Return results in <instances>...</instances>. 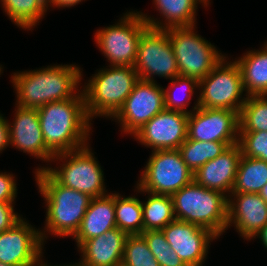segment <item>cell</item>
Masks as SVG:
<instances>
[{
	"label": "cell",
	"mask_w": 267,
	"mask_h": 266,
	"mask_svg": "<svg viewBox=\"0 0 267 266\" xmlns=\"http://www.w3.org/2000/svg\"><path fill=\"white\" fill-rule=\"evenodd\" d=\"M37 111L46 148L53 155L89 144L92 123L82 89L73 98L50 102Z\"/></svg>",
	"instance_id": "1"
},
{
	"label": "cell",
	"mask_w": 267,
	"mask_h": 266,
	"mask_svg": "<svg viewBox=\"0 0 267 266\" xmlns=\"http://www.w3.org/2000/svg\"><path fill=\"white\" fill-rule=\"evenodd\" d=\"M82 74L75 64L14 72L10 81L16 93L15 105L38 109L50 102L73 98L81 90L78 85L82 84Z\"/></svg>",
	"instance_id": "2"
},
{
	"label": "cell",
	"mask_w": 267,
	"mask_h": 266,
	"mask_svg": "<svg viewBox=\"0 0 267 266\" xmlns=\"http://www.w3.org/2000/svg\"><path fill=\"white\" fill-rule=\"evenodd\" d=\"M35 180L38 192L46 204V219L40 236L45 243L49 235L73 237L90 204L88 194L59 184L45 169L36 171Z\"/></svg>",
	"instance_id": "3"
},
{
	"label": "cell",
	"mask_w": 267,
	"mask_h": 266,
	"mask_svg": "<svg viewBox=\"0 0 267 266\" xmlns=\"http://www.w3.org/2000/svg\"><path fill=\"white\" fill-rule=\"evenodd\" d=\"M107 67V68H106ZM99 69L82 86L86 113L95 117L112 118L133 91L139 76L132 66L108 65Z\"/></svg>",
	"instance_id": "4"
},
{
	"label": "cell",
	"mask_w": 267,
	"mask_h": 266,
	"mask_svg": "<svg viewBox=\"0 0 267 266\" xmlns=\"http://www.w3.org/2000/svg\"><path fill=\"white\" fill-rule=\"evenodd\" d=\"M175 218L210 230L218 238L227 230L228 197L194 180L172 196Z\"/></svg>",
	"instance_id": "5"
},
{
	"label": "cell",
	"mask_w": 267,
	"mask_h": 266,
	"mask_svg": "<svg viewBox=\"0 0 267 266\" xmlns=\"http://www.w3.org/2000/svg\"><path fill=\"white\" fill-rule=\"evenodd\" d=\"M58 160L62 162L58 167L39 166L35 172L45 169L62 186L88 194L91 198L109 194L104 172L90 144L78 150L54 155L51 162Z\"/></svg>",
	"instance_id": "6"
},
{
	"label": "cell",
	"mask_w": 267,
	"mask_h": 266,
	"mask_svg": "<svg viewBox=\"0 0 267 266\" xmlns=\"http://www.w3.org/2000/svg\"><path fill=\"white\" fill-rule=\"evenodd\" d=\"M196 26L168 29V36L176 58L179 76L198 82L206 77L224 58L215 45L197 34Z\"/></svg>",
	"instance_id": "7"
},
{
	"label": "cell",
	"mask_w": 267,
	"mask_h": 266,
	"mask_svg": "<svg viewBox=\"0 0 267 266\" xmlns=\"http://www.w3.org/2000/svg\"><path fill=\"white\" fill-rule=\"evenodd\" d=\"M113 25L97 29L95 43L112 66H132L142 33L149 27L139 11H129Z\"/></svg>",
	"instance_id": "8"
},
{
	"label": "cell",
	"mask_w": 267,
	"mask_h": 266,
	"mask_svg": "<svg viewBox=\"0 0 267 266\" xmlns=\"http://www.w3.org/2000/svg\"><path fill=\"white\" fill-rule=\"evenodd\" d=\"M227 58V55L224 56L214 69L199 81L198 107L228 109L239 113L246 102L247 95L244 94L240 68L235 60L228 61Z\"/></svg>",
	"instance_id": "9"
},
{
	"label": "cell",
	"mask_w": 267,
	"mask_h": 266,
	"mask_svg": "<svg viewBox=\"0 0 267 266\" xmlns=\"http://www.w3.org/2000/svg\"><path fill=\"white\" fill-rule=\"evenodd\" d=\"M150 155L137 182L141 190L172 196L193 181L194 173L187 167L178 149L155 150Z\"/></svg>",
	"instance_id": "10"
},
{
	"label": "cell",
	"mask_w": 267,
	"mask_h": 266,
	"mask_svg": "<svg viewBox=\"0 0 267 266\" xmlns=\"http://www.w3.org/2000/svg\"><path fill=\"white\" fill-rule=\"evenodd\" d=\"M133 68L139 79L156 82L155 77L172 80L179 69L167 30L148 27L141 35Z\"/></svg>",
	"instance_id": "11"
},
{
	"label": "cell",
	"mask_w": 267,
	"mask_h": 266,
	"mask_svg": "<svg viewBox=\"0 0 267 266\" xmlns=\"http://www.w3.org/2000/svg\"><path fill=\"white\" fill-rule=\"evenodd\" d=\"M165 109L164 89L157 82L139 79L122 107L111 118L121 133L131 137L156 114Z\"/></svg>",
	"instance_id": "12"
},
{
	"label": "cell",
	"mask_w": 267,
	"mask_h": 266,
	"mask_svg": "<svg viewBox=\"0 0 267 266\" xmlns=\"http://www.w3.org/2000/svg\"><path fill=\"white\" fill-rule=\"evenodd\" d=\"M23 217L10 229L0 233V262L12 266H39L44 243L40 229Z\"/></svg>",
	"instance_id": "13"
},
{
	"label": "cell",
	"mask_w": 267,
	"mask_h": 266,
	"mask_svg": "<svg viewBox=\"0 0 267 266\" xmlns=\"http://www.w3.org/2000/svg\"><path fill=\"white\" fill-rule=\"evenodd\" d=\"M187 137L203 142L238 143L239 113L228 109L197 107L188 115Z\"/></svg>",
	"instance_id": "14"
},
{
	"label": "cell",
	"mask_w": 267,
	"mask_h": 266,
	"mask_svg": "<svg viewBox=\"0 0 267 266\" xmlns=\"http://www.w3.org/2000/svg\"><path fill=\"white\" fill-rule=\"evenodd\" d=\"M188 113L164 109L134 135L141 145L155 150H175L187 139Z\"/></svg>",
	"instance_id": "15"
},
{
	"label": "cell",
	"mask_w": 267,
	"mask_h": 266,
	"mask_svg": "<svg viewBox=\"0 0 267 266\" xmlns=\"http://www.w3.org/2000/svg\"><path fill=\"white\" fill-rule=\"evenodd\" d=\"M162 232L186 266H203L211 242L218 239L210 230L178 219L165 226Z\"/></svg>",
	"instance_id": "16"
},
{
	"label": "cell",
	"mask_w": 267,
	"mask_h": 266,
	"mask_svg": "<svg viewBox=\"0 0 267 266\" xmlns=\"http://www.w3.org/2000/svg\"><path fill=\"white\" fill-rule=\"evenodd\" d=\"M267 224V202L259 193H231L228 196L227 230L235 227L250 241Z\"/></svg>",
	"instance_id": "17"
},
{
	"label": "cell",
	"mask_w": 267,
	"mask_h": 266,
	"mask_svg": "<svg viewBox=\"0 0 267 266\" xmlns=\"http://www.w3.org/2000/svg\"><path fill=\"white\" fill-rule=\"evenodd\" d=\"M13 122H9L10 145L43 162H50L53 154L46 148L37 109L15 106Z\"/></svg>",
	"instance_id": "18"
},
{
	"label": "cell",
	"mask_w": 267,
	"mask_h": 266,
	"mask_svg": "<svg viewBox=\"0 0 267 266\" xmlns=\"http://www.w3.org/2000/svg\"><path fill=\"white\" fill-rule=\"evenodd\" d=\"M241 156L242 151L238 143L229 146L215 159L208 161L194 172L193 180L207 189L221 192L228 197L235 183Z\"/></svg>",
	"instance_id": "19"
},
{
	"label": "cell",
	"mask_w": 267,
	"mask_h": 266,
	"mask_svg": "<svg viewBox=\"0 0 267 266\" xmlns=\"http://www.w3.org/2000/svg\"><path fill=\"white\" fill-rule=\"evenodd\" d=\"M127 234L117 227L85 240L79 247L81 259L75 266H121Z\"/></svg>",
	"instance_id": "20"
},
{
	"label": "cell",
	"mask_w": 267,
	"mask_h": 266,
	"mask_svg": "<svg viewBox=\"0 0 267 266\" xmlns=\"http://www.w3.org/2000/svg\"><path fill=\"white\" fill-rule=\"evenodd\" d=\"M162 21L139 11L149 27L158 30L196 26L198 4L208 7V0H153ZM164 19V21H163Z\"/></svg>",
	"instance_id": "21"
},
{
	"label": "cell",
	"mask_w": 267,
	"mask_h": 266,
	"mask_svg": "<svg viewBox=\"0 0 267 266\" xmlns=\"http://www.w3.org/2000/svg\"><path fill=\"white\" fill-rule=\"evenodd\" d=\"M116 228L115 193L92 198L83 220L72 237L77 248L85 241Z\"/></svg>",
	"instance_id": "22"
},
{
	"label": "cell",
	"mask_w": 267,
	"mask_h": 266,
	"mask_svg": "<svg viewBox=\"0 0 267 266\" xmlns=\"http://www.w3.org/2000/svg\"><path fill=\"white\" fill-rule=\"evenodd\" d=\"M263 45L260 49L248 50L242 57L235 58L247 96L267 95V41Z\"/></svg>",
	"instance_id": "23"
},
{
	"label": "cell",
	"mask_w": 267,
	"mask_h": 266,
	"mask_svg": "<svg viewBox=\"0 0 267 266\" xmlns=\"http://www.w3.org/2000/svg\"><path fill=\"white\" fill-rule=\"evenodd\" d=\"M135 190L141 194H148L147 201H141L143 208V232L147 230H162L176 219L171 196L145 192L137 185H135Z\"/></svg>",
	"instance_id": "24"
},
{
	"label": "cell",
	"mask_w": 267,
	"mask_h": 266,
	"mask_svg": "<svg viewBox=\"0 0 267 266\" xmlns=\"http://www.w3.org/2000/svg\"><path fill=\"white\" fill-rule=\"evenodd\" d=\"M4 12L12 23L23 30H31L44 18L47 0H0Z\"/></svg>",
	"instance_id": "25"
},
{
	"label": "cell",
	"mask_w": 267,
	"mask_h": 266,
	"mask_svg": "<svg viewBox=\"0 0 267 266\" xmlns=\"http://www.w3.org/2000/svg\"><path fill=\"white\" fill-rule=\"evenodd\" d=\"M267 184V161L241 156L231 193H259Z\"/></svg>",
	"instance_id": "26"
},
{
	"label": "cell",
	"mask_w": 267,
	"mask_h": 266,
	"mask_svg": "<svg viewBox=\"0 0 267 266\" xmlns=\"http://www.w3.org/2000/svg\"><path fill=\"white\" fill-rule=\"evenodd\" d=\"M116 227L127 235L143 233L142 202L135 195L123 196L115 191Z\"/></svg>",
	"instance_id": "27"
},
{
	"label": "cell",
	"mask_w": 267,
	"mask_h": 266,
	"mask_svg": "<svg viewBox=\"0 0 267 266\" xmlns=\"http://www.w3.org/2000/svg\"><path fill=\"white\" fill-rule=\"evenodd\" d=\"M228 147L224 142H203L191 140L187 137L178 150L187 167L194 173L202 165L223 153Z\"/></svg>",
	"instance_id": "28"
},
{
	"label": "cell",
	"mask_w": 267,
	"mask_h": 266,
	"mask_svg": "<svg viewBox=\"0 0 267 266\" xmlns=\"http://www.w3.org/2000/svg\"><path fill=\"white\" fill-rule=\"evenodd\" d=\"M163 89H164L166 109L183 111L190 114L198 107V95H196L197 100L196 103L194 102V107H192V110L191 109L188 110L187 108V106L189 107L190 101L193 98L192 96L195 93L194 91L196 90L197 92V90H199V82L196 79L190 77L177 76L176 78L170 80L169 86ZM180 89H181L180 93L182 92V98L177 94ZM175 91L178 92L175 93Z\"/></svg>",
	"instance_id": "29"
},
{
	"label": "cell",
	"mask_w": 267,
	"mask_h": 266,
	"mask_svg": "<svg viewBox=\"0 0 267 266\" xmlns=\"http://www.w3.org/2000/svg\"><path fill=\"white\" fill-rule=\"evenodd\" d=\"M267 131V95L247 96L239 112V132Z\"/></svg>",
	"instance_id": "30"
},
{
	"label": "cell",
	"mask_w": 267,
	"mask_h": 266,
	"mask_svg": "<svg viewBox=\"0 0 267 266\" xmlns=\"http://www.w3.org/2000/svg\"><path fill=\"white\" fill-rule=\"evenodd\" d=\"M121 266H160L141 235H128Z\"/></svg>",
	"instance_id": "31"
},
{
	"label": "cell",
	"mask_w": 267,
	"mask_h": 266,
	"mask_svg": "<svg viewBox=\"0 0 267 266\" xmlns=\"http://www.w3.org/2000/svg\"><path fill=\"white\" fill-rule=\"evenodd\" d=\"M141 236L145 239L148 248L160 266H186L177 253L173 251L162 230H147Z\"/></svg>",
	"instance_id": "32"
},
{
	"label": "cell",
	"mask_w": 267,
	"mask_h": 266,
	"mask_svg": "<svg viewBox=\"0 0 267 266\" xmlns=\"http://www.w3.org/2000/svg\"><path fill=\"white\" fill-rule=\"evenodd\" d=\"M242 156L267 161V131L239 132Z\"/></svg>",
	"instance_id": "33"
},
{
	"label": "cell",
	"mask_w": 267,
	"mask_h": 266,
	"mask_svg": "<svg viewBox=\"0 0 267 266\" xmlns=\"http://www.w3.org/2000/svg\"><path fill=\"white\" fill-rule=\"evenodd\" d=\"M17 185L14 174L0 172V202L15 203Z\"/></svg>",
	"instance_id": "34"
},
{
	"label": "cell",
	"mask_w": 267,
	"mask_h": 266,
	"mask_svg": "<svg viewBox=\"0 0 267 266\" xmlns=\"http://www.w3.org/2000/svg\"><path fill=\"white\" fill-rule=\"evenodd\" d=\"M14 204L0 202V233L10 229L22 218V215L15 212Z\"/></svg>",
	"instance_id": "35"
},
{
	"label": "cell",
	"mask_w": 267,
	"mask_h": 266,
	"mask_svg": "<svg viewBox=\"0 0 267 266\" xmlns=\"http://www.w3.org/2000/svg\"><path fill=\"white\" fill-rule=\"evenodd\" d=\"M10 147L9 120L0 113V153Z\"/></svg>",
	"instance_id": "36"
},
{
	"label": "cell",
	"mask_w": 267,
	"mask_h": 266,
	"mask_svg": "<svg viewBox=\"0 0 267 266\" xmlns=\"http://www.w3.org/2000/svg\"><path fill=\"white\" fill-rule=\"evenodd\" d=\"M82 1L83 0H47V7L70 8L80 4Z\"/></svg>",
	"instance_id": "37"
},
{
	"label": "cell",
	"mask_w": 267,
	"mask_h": 266,
	"mask_svg": "<svg viewBox=\"0 0 267 266\" xmlns=\"http://www.w3.org/2000/svg\"><path fill=\"white\" fill-rule=\"evenodd\" d=\"M259 238L262 245L267 250V224L252 238V240Z\"/></svg>",
	"instance_id": "38"
},
{
	"label": "cell",
	"mask_w": 267,
	"mask_h": 266,
	"mask_svg": "<svg viewBox=\"0 0 267 266\" xmlns=\"http://www.w3.org/2000/svg\"><path fill=\"white\" fill-rule=\"evenodd\" d=\"M259 195L262 197L263 200L267 202V184L262 187L261 191L259 192Z\"/></svg>",
	"instance_id": "39"
},
{
	"label": "cell",
	"mask_w": 267,
	"mask_h": 266,
	"mask_svg": "<svg viewBox=\"0 0 267 266\" xmlns=\"http://www.w3.org/2000/svg\"><path fill=\"white\" fill-rule=\"evenodd\" d=\"M39 266H75V265L74 264H70V263L69 264H65V265L64 264L63 265H60V264L59 265H50V263L48 264V263L43 261Z\"/></svg>",
	"instance_id": "40"
},
{
	"label": "cell",
	"mask_w": 267,
	"mask_h": 266,
	"mask_svg": "<svg viewBox=\"0 0 267 266\" xmlns=\"http://www.w3.org/2000/svg\"><path fill=\"white\" fill-rule=\"evenodd\" d=\"M0 266H12V265L0 262Z\"/></svg>",
	"instance_id": "41"
},
{
	"label": "cell",
	"mask_w": 267,
	"mask_h": 266,
	"mask_svg": "<svg viewBox=\"0 0 267 266\" xmlns=\"http://www.w3.org/2000/svg\"><path fill=\"white\" fill-rule=\"evenodd\" d=\"M3 68H2V65H0V75H1V73H3Z\"/></svg>",
	"instance_id": "42"
}]
</instances>
